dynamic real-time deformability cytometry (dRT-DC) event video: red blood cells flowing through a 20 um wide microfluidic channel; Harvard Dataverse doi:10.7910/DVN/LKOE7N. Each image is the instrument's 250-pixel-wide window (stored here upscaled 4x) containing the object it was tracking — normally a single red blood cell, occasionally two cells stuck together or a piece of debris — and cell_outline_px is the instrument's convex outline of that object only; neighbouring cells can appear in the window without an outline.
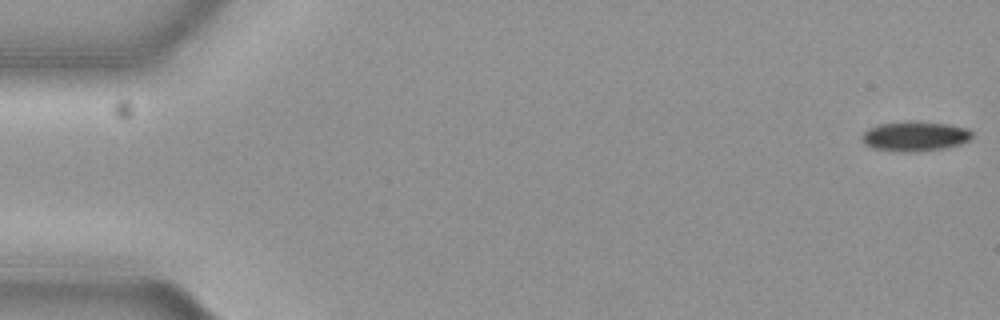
{"species": "common noctule bat (a hibernating species)", "species_latin": "Nyctalus noctula", "temperature_condition": "cold", "stored_images_in_passage": 57, "camera_frame_rate_fps": 3000, "um_per_image_px": 0.085, "animal": {"sex": "female", "body_mass_g": 19.3, "forearm_length_mm": 54.1}, "frame": {"image": 1, "passage_image": 1, "time_ms": 0.0, "image_size_px": [1000, 320], "cell_outline_px": [[972, 136], [968, 140], [960, 144], [944, 148], [916, 152], [900, 152], [872, 148], [864, 144], [860, 140], [864, 132], [868, 128], [880, 124], [948, 124], [968, 128], [972, 132]], "centroid_in_image_um": [77.75, 11.64], "position_along_channel_um": 7.3, "area_um2": 18.38}}
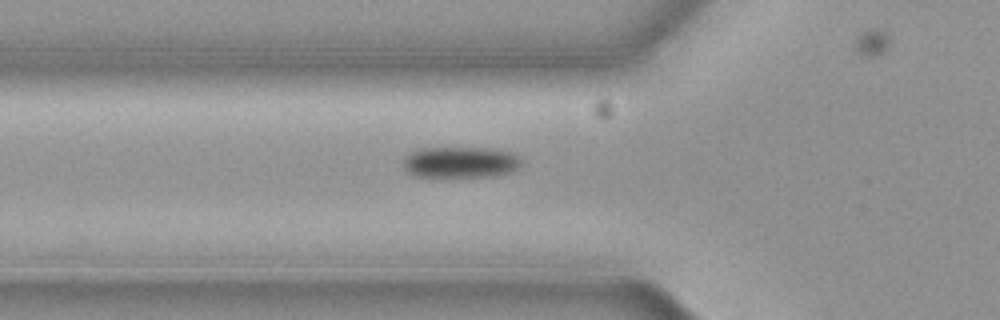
{"frame": {"image": 2, "passage_image": 20, "time_ms": 6.333, "image_size_px": [1000, 320], "cell_outline_px": [[520, 164], [512, 172], [492, 176], [412, 176], [404, 168], [404, 156], [416, 148], [488, 148], [508, 152], [516, 156], [520, 160]], "centroid_in_image_um": [39.06, 13.78], "position_along_channel_um": 86.7, "area_um2": 21.21}}
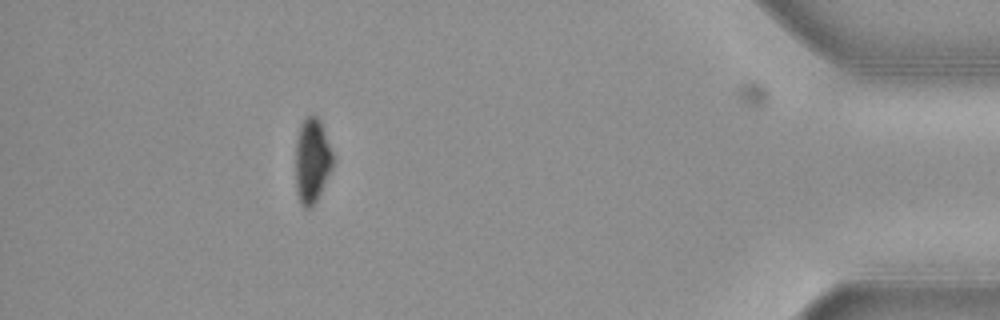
{"frame": {"image": 3, "passage_image": 51, "time_ms": 16.667, "image_size_px": [1000, 320], "cell_outline_px": [[336, 160], [312, 208], [304, 208], [300, 204], [296, 188], [296, 140], [300, 124], [304, 116], [316, 116], [320, 120]], "centroid_in_image_um": [26.53, 13.64], "position_along_channel_um": 408.7, "area_um2": 18.61}, "authors_computed_cell_mechanics": {"area_um2": 20.2878, "velocity_mm_per_s": 3.6795, "shape_relaxation_time_tau1_ms": 1.8422, "shape_relaxation_time_tau2_ms": null, "deformation_change_tau1": 0.0815, "deformation_change_tau2": null}}